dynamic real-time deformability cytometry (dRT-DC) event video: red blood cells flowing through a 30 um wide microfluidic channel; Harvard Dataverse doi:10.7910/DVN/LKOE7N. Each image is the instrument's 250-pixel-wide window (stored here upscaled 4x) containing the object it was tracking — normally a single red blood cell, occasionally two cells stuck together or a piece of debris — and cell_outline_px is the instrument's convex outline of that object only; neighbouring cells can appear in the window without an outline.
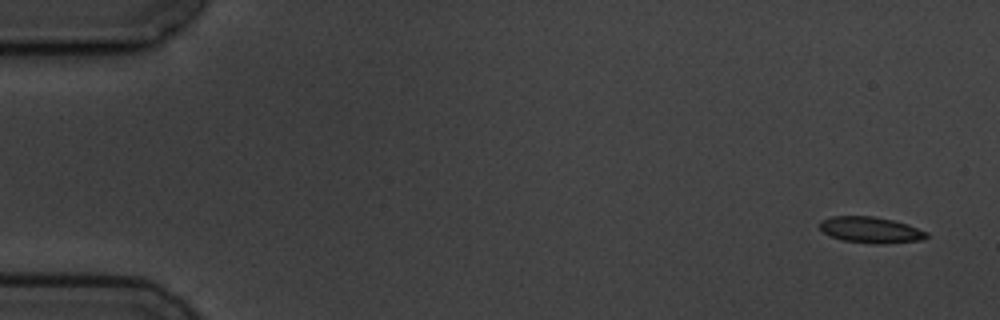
{"species": "common noctule bat (a hibernating species)", "species_latin": "Nyctalus noctula", "temperature_condition": "cold", "stored_images_in_passage": 5, "camera_frame_rate_fps": 3000, "um_per_image_px": 0.085, "animal": {"sex": "male", "body_mass_g": 19.5, "forearm_length_mm": 54.6}, "frame": {"image": 1, "passage_image": 1, "time_ms": 0.0, "image_size_px": [1000, 320], "cell_outline_px": [[928, 236], [920, 240], [884, 244], [872, 244], [844, 240], [832, 236], [824, 232], [816, 224], [820, 220], [832, 216], [872, 216], [892, 220], [908, 224], [928, 232]], "centroid_in_image_um": [73.99, 19.53], "position_along_channel_um": 11.0, "area_um2": 16.3}}
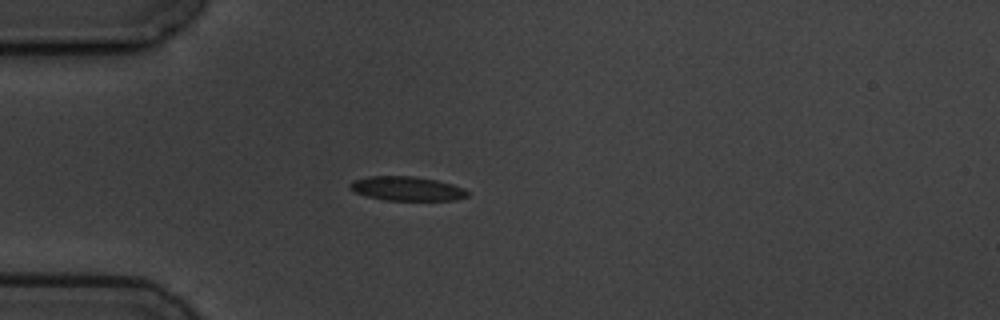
{"frame": {"image": 2, "passage_image": 5, "time_ms": 4.333, "image_size_px": [1000, 320], "cell_outline_px": [[468, 196], [456, 200], [384, 200], [368, 196], [356, 192], [348, 188], [348, 184], [352, 180], [368, 176], [416, 176], [436, 180], [452, 184], [464, 188], [468, 192]], "centroid_in_image_um": [34.57, 16.02], "position_along_channel_um": 50.4, "area_um2": 16.65}}